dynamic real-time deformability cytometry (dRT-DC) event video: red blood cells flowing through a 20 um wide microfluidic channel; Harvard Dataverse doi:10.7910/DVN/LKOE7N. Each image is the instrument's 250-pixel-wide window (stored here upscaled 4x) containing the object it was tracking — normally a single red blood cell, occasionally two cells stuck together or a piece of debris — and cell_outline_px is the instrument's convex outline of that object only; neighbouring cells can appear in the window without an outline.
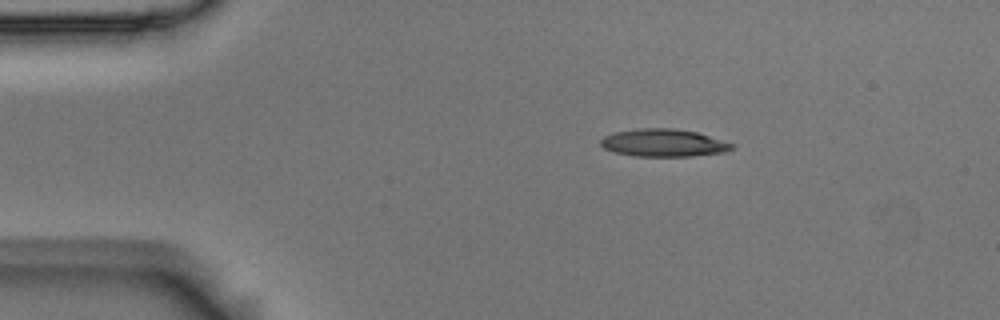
{"species": "Egyptian fruit bat (a non-hibernating species)", "species_latin": "Rousettus aegyptiacus", "temperature_condition": "room temperature", "stored_images_in_passage": 3, "camera_frame_rate_fps": 3000, "um_per_image_px": 0.085, "animal": {"sex": "male"}, "frame": {"image": 1, "passage_image": 1, "time_ms": 0.0, "image_size_px": [1000, 320], "cell_outline_px": [[736, 148], [724, 152], [692, 156], [632, 156], [612, 152], [604, 148], [600, 144], [600, 140], [604, 136], [612, 132], [636, 128], [672, 128], [696, 132], [736, 144]], "centroid_in_image_um": [56.38, 12.14], "position_along_channel_um": 28.6, "area_um2": 21.39}}
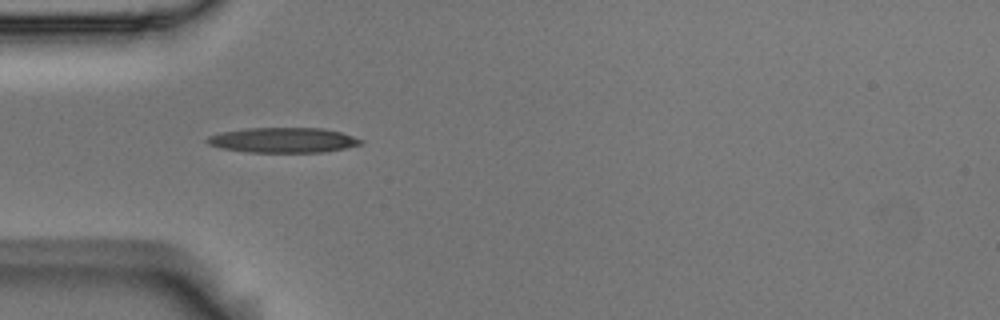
{"frame": {"image": 2, "passage_image": 2, "time_ms": 0.333, "image_size_px": [1000, 320], "cell_outline_px": [[364, 144], [324, 152], [248, 152], [220, 148], [208, 144], [204, 140], [208, 136], [220, 132], [248, 128], [320, 128], [340, 132], [364, 140]], "centroid_in_image_um": [24.04, 11.91], "position_along_channel_um": 61.0, "area_um2": 22.48}}
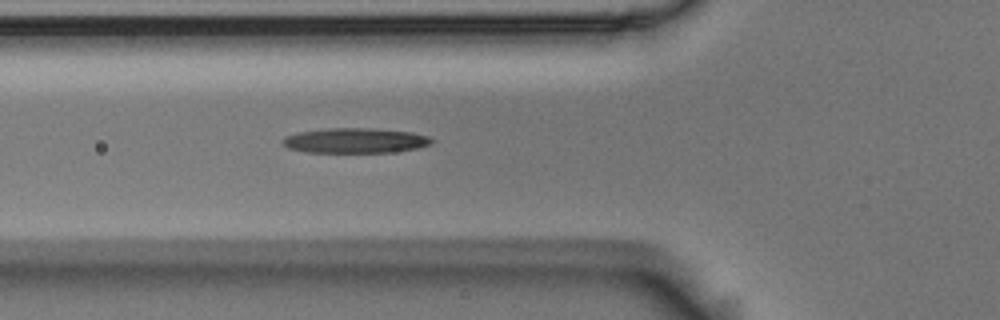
{"frame": {"image": 3, "passage_image": 3, "time_ms": 0.667, "image_size_px": [1000, 320], "cell_outline_px": [[432, 144], [416, 148], [392, 152], [308, 152], [288, 148], [280, 140], [284, 136], [300, 132], [328, 128], [376, 128], [412, 132], [428, 136], [432, 140]], "centroid_in_image_um": [30.19, 11.94], "position_along_channel_um": 95.6, "area_um2": 21.68}}